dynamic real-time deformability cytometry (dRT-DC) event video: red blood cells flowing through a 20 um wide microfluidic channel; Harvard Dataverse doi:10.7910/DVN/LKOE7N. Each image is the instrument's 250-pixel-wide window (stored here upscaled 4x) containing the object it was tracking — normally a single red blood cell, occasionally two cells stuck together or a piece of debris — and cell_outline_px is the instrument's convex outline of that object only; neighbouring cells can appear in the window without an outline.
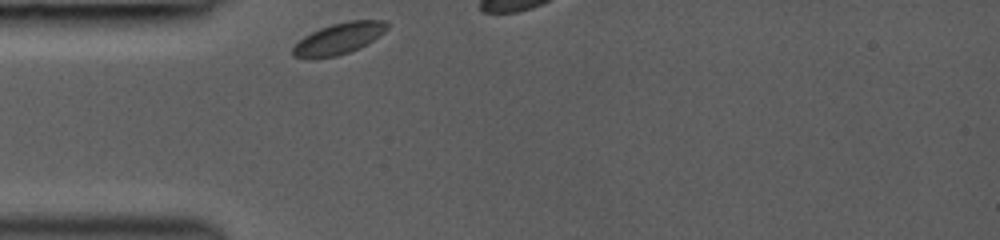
{"species": "common noctule bat (a hibernating species)", "species_latin": "Nyctalus noctula", "temperature_condition": "room temperature", "stored_images_in_passage": 7, "camera_frame_rate_fps": 3000, "um_per_image_px": 0.085, "animal": {"sex": "female", "body_mass_g": 19.0, "forearm_length_mm": 53.3}, "frame": {"image": 1, "passage_image": 1, "time_ms": 0.0, "image_size_px": [1000, 240], "cell_outline_px": [[388, 28], [384, 32], [368, 44], [360, 48], [336, 56], [312, 60], [292, 56], [292, 48], [304, 36], [320, 28], [332, 24], [348, 20], [384, 20], [388, 24]], "centroid_in_image_um": [28.78, 3.3], "position_along_channel_um": 56.2, "area_um2": 17.4}}
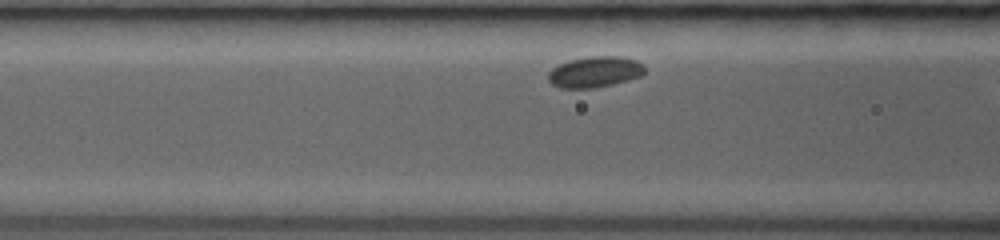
{"frame": {"image": 2, "passage_image": 6, "time_ms": 1.667, "image_size_px": [1000, 240], "cell_outline_px": [[644, 76], [596, 88], [560, 88], [552, 84], [548, 80], [548, 72], [552, 68], [568, 60], [588, 56], [620, 56], [636, 60], [644, 64]], "centroid_in_image_um": [50.57, 6.11], "position_along_channel_um": 116.0, "area_um2": 17.63}}